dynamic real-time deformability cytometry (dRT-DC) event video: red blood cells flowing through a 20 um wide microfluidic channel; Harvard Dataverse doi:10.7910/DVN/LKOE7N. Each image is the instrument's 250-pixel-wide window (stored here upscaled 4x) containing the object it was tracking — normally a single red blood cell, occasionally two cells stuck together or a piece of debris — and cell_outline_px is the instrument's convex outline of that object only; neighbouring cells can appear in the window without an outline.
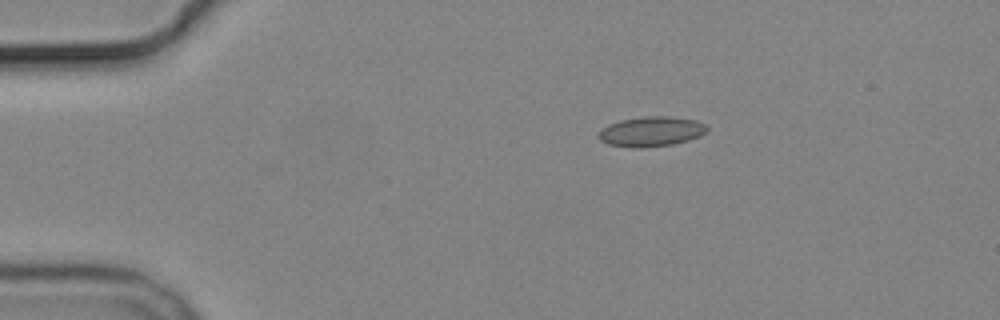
{"species": "common noctule bat (a hibernating species)", "species_latin": "Nyctalus noctula", "temperature_condition": "cold", "stored_images_in_passage": 6, "camera_frame_rate_fps": 3000, "um_per_image_px": 0.085, "animal": {"sex": "male", "body_mass_g": 19.2, "forearm_length_mm": 51.8}, "frame": {"image": 1, "passage_image": 2, "time_ms": 1.0, "image_size_px": [1000, 320], "cell_outline_px": [[708, 132], [700, 136], [688, 140], [672, 144], [644, 148], [636, 148], [608, 144], [600, 140], [596, 136], [608, 124], [620, 120], [644, 116], [672, 116], [696, 120], [704, 124], [708, 128]], "centroid_in_image_um": [55.37, 11.17], "position_along_channel_um": 29.6, "area_um2": 19.02}}
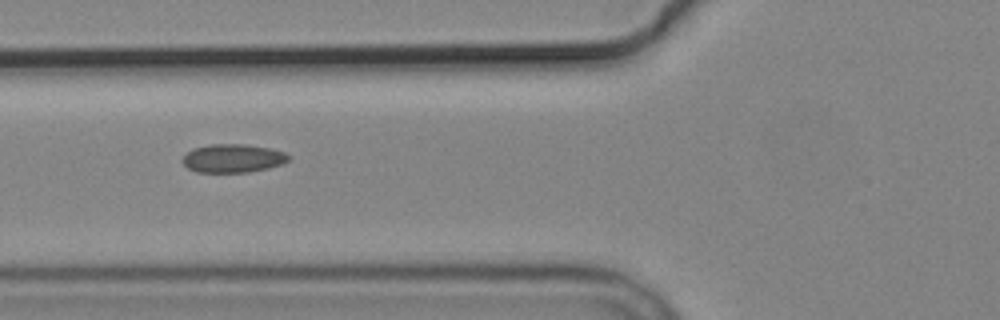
{"frame": {"image": 2, "passage_image": 5, "time_ms": 4.667, "image_size_px": [1000, 320], "cell_outline_px": [[292, 156], [288, 160], [280, 164], [268, 168], [248, 172], [196, 172], [188, 168], [180, 160], [192, 148], [208, 144], [244, 144], [268, 148], [284, 152]], "centroid_in_image_um": [19.76, 13.45], "position_along_channel_um": 106.0, "area_um2": 17.57}}
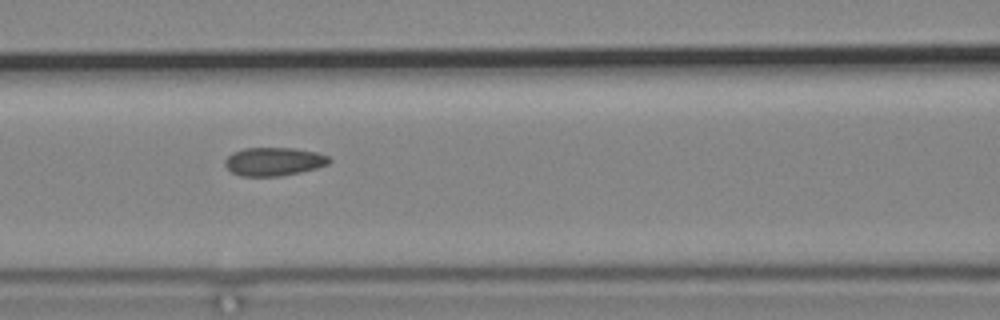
{"frame": {"image": 3, "passage_image": 6, "time_ms": 5.667, "image_size_px": [1000, 320], "cell_outline_px": [[332, 160], [328, 164], [316, 168], [300, 172], [280, 176], [240, 176], [232, 172], [224, 164], [224, 160], [232, 152], [244, 148], [296, 148], [316, 152], [328, 156]], "centroid_in_image_um": [23.27, 13.73], "position_along_channel_um": 143.3, "area_um2": 17.28}}